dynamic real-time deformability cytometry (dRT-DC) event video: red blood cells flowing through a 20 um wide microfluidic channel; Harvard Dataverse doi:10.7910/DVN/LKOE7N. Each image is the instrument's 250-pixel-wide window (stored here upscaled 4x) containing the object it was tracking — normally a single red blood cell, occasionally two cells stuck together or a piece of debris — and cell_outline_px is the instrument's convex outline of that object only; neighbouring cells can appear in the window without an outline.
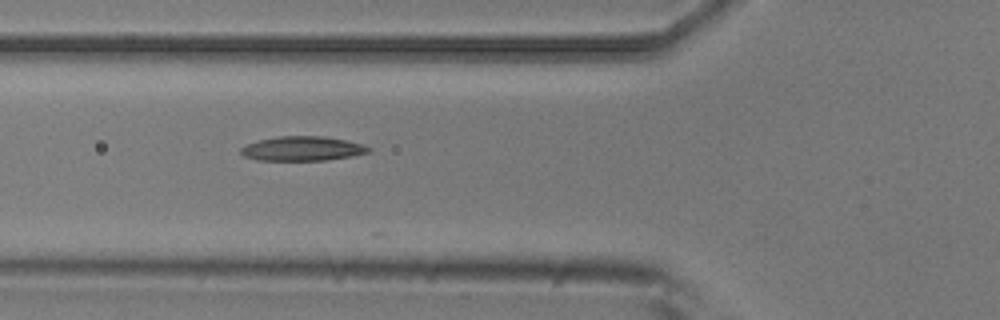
{"species": "common noctule bat (a hibernating species)", "species_latin": "Nyctalus noctula", "temperature_condition": "room temperature", "stored_images_in_passage": 6, "camera_frame_rate_fps": 3000, "um_per_image_px": 0.085, "animal": {"sex": "male", "body_mass_g": 20.5, "forearm_length_mm": 52.5}, "frame": {"image": 1, "passage_image": 6, "time_ms": 1.667, "image_size_px": [1000, 320], "cell_outline_px": [[372, 152], [352, 156], [324, 160], [256, 160], [244, 156], [240, 152], [240, 148], [248, 144], [260, 140], [280, 136], [324, 136], [364, 144], [372, 148]], "centroid_in_image_um": [25.75, 12.63], "position_along_channel_um": 100.1, "area_um2": 18.15}}